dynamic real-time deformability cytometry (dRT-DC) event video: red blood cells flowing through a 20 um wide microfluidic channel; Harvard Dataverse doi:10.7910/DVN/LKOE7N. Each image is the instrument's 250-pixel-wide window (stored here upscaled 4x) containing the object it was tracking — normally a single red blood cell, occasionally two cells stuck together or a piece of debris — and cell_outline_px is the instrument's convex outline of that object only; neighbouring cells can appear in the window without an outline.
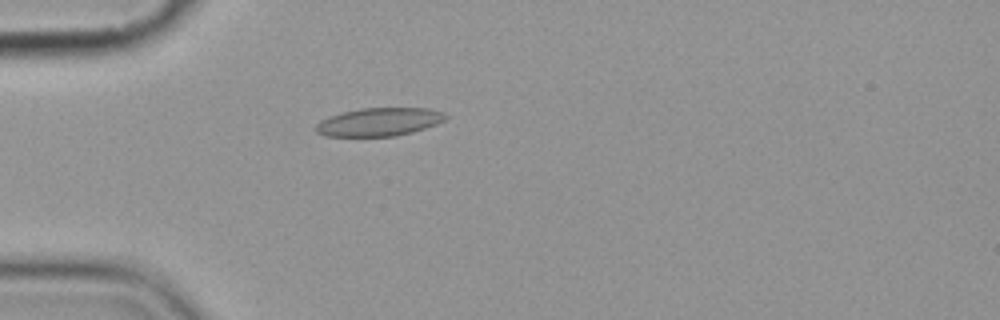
{"species": "common noctule bat (a hibernating species)", "species_latin": "Nyctalus noctula", "temperature_condition": "cold", "stored_images_in_passage": 1, "camera_frame_rate_fps": 3000, "um_per_image_px": 0.085, "animal": {"sex": "female", "body_mass_g": 19.9}, "frame": {"image": 1, "passage_image": 1, "time_ms": 0.0, "image_size_px": [1000, 320], "cell_outline_px": [[448, 116], [444, 120], [436, 124], [412, 132], [396, 136], [324, 136], [316, 132], [312, 128], [320, 120], [328, 116], [340, 112], [360, 108], [428, 108], [444, 112]], "centroid_in_image_um": [32.17, 10.36], "position_along_channel_um": 52.8, "area_um2": 21.56}}